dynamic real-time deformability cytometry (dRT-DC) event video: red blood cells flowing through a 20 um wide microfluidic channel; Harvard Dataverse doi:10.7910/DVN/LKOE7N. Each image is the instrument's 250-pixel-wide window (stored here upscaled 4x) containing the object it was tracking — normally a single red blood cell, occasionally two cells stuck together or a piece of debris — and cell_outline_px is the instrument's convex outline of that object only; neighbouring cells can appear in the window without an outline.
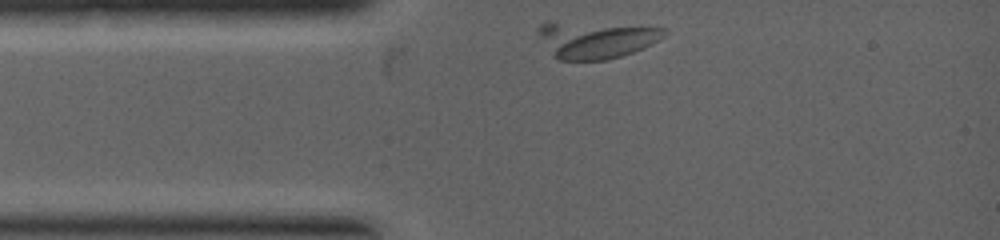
{"species": "common noctule bat (a hibernating species)", "species_latin": "Nyctalus noctula", "temperature_condition": "warm", "stored_images_in_passage": 2, "camera_frame_rate_fps": 5000, "um_per_image_px": 0.085, "animal": {"sex": "female", "body_mass_g": 19.0, "forearm_length_mm": 53.3}, "frame": {"image": 1, "passage_image": 1, "time_ms": 0.0, "image_size_px": [1000, 240], "cell_outline_px": [[668, 32], [660, 40], [652, 44], [632, 52], [620, 56], [604, 60], [556, 60], [552, 56], [536, 32], [536, 28], [540, 24], [548, 20], [668, 28]], "centroid_in_image_um": [50.59, 3.35], "position_along_channel_um": 34.4, "area_um2": 27.57}}